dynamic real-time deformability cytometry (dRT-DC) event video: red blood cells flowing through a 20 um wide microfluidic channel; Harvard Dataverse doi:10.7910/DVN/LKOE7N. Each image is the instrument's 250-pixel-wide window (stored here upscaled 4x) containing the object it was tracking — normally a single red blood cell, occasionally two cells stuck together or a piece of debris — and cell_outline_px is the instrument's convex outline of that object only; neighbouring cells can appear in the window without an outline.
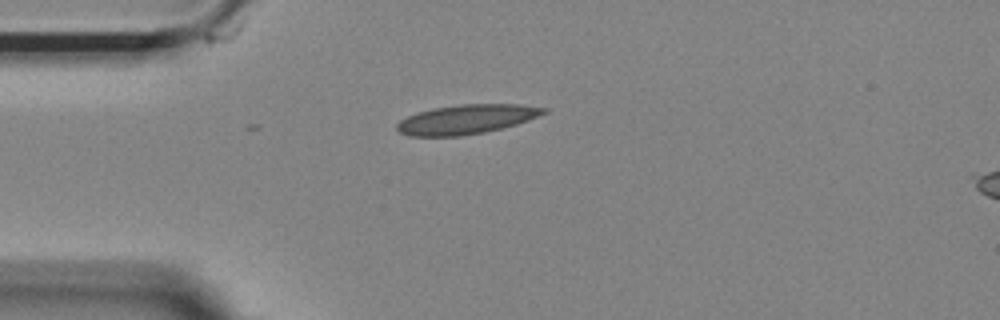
{"species": "Egyptian fruit bat (a non-hibernating species)", "species_latin": "Rousettus aegyptiacus", "temperature_condition": "room temperature", "stored_images_in_passage": 2, "camera_frame_rate_fps": 3000, "um_per_image_px": 0.085, "animal": {"sex": "female"}, "frame": {"image": 1, "passage_image": 2, "time_ms": 0.333, "image_size_px": [1000, 320], "cell_outline_px": [[548, 112], [528, 120], [516, 124], [484, 132], [460, 136], [408, 136], [400, 132], [396, 128], [396, 124], [400, 120], [416, 112], [432, 108], [460, 104], [520, 104], [548, 108]], "centroid_in_image_um": [39.64, 10.13], "position_along_channel_um": 45.4, "area_um2": 25.14}}